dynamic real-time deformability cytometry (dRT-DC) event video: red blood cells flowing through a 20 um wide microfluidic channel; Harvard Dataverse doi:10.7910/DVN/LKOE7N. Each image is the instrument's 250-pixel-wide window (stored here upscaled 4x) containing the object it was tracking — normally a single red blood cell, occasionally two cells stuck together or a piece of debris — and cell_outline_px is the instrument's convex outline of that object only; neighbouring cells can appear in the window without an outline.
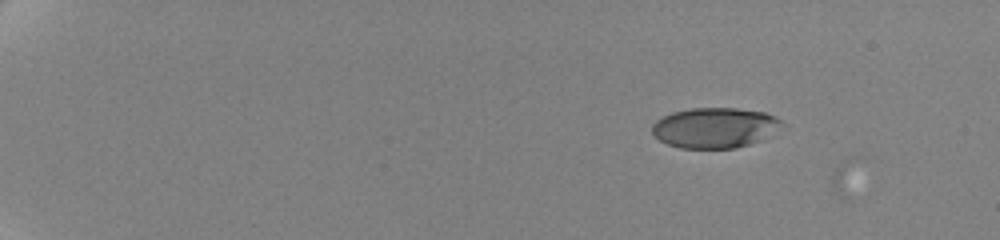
{"species": "human", "species_latin": "Homo sapiens", "temperature_condition": "cold", "stored_images_in_passage": 6, "camera_frame_rate_fps": 3000, "um_per_image_px": 0.085, "donor": {"sex": "female"}, "frame": {"image": 1, "passage_image": 4, "time_ms": 0.667, "image_size_px": [1000, 240], "cell_outline_px": [[784, 124], [760, 140], [736, 148], [680, 148], [668, 144], [660, 140], [652, 132], [652, 124], [656, 120], [672, 112], [692, 108], [736, 108], [764, 112], [776, 116]], "centroid_in_image_um": [60.73, 10.85], "position_along_channel_um": 24.3, "area_um2": 30.23}}